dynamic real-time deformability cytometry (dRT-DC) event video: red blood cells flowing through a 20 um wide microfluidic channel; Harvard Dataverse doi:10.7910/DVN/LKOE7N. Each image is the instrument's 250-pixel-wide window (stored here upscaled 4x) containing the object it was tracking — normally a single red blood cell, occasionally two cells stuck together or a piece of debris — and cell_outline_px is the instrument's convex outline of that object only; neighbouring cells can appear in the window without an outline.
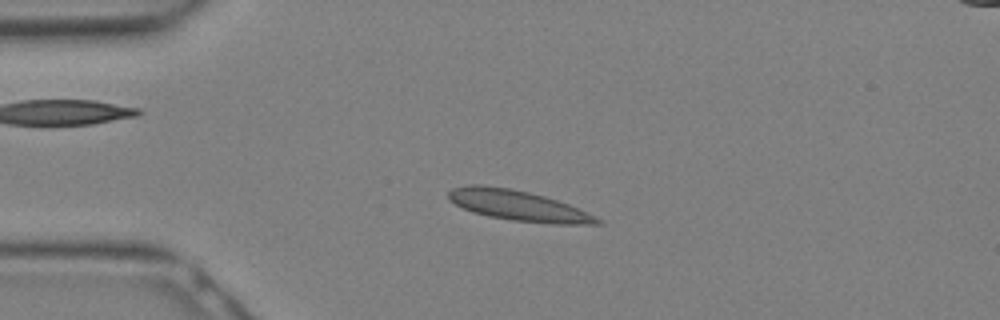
{"species": "Egyptian fruit bat (a non-hibernating species)", "species_latin": "Rousettus aegyptiacus", "temperature_condition": "warm", "stored_images_in_passage": 24, "camera_frame_rate_fps": 3000, "um_per_image_px": 0.085, "animal": {"sex": "female"}, "frame": {"image": 1, "passage_image": 2, "time_ms": 0.333, "image_size_px": [1000, 320], "cell_outline_px": [[604, 224], [556, 224], [512, 220], [488, 216], [472, 212], [448, 200], [448, 192], [452, 188], [468, 184], [480, 184], [512, 188], [544, 196], [568, 204], [600, 220]], "centroid_in_image_um": [43.96, 17.45], "position_along_channel_um": 41.0, "area_um2": 26.07}}
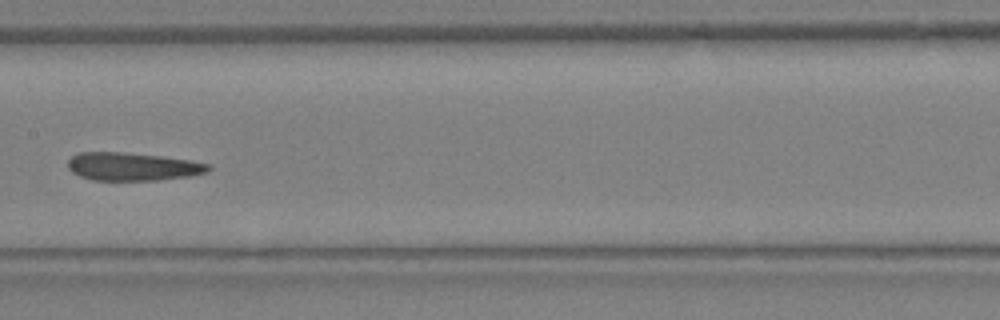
{"frame": {"image": 2, "passage_image": 10, "time_ms": 3.0, "image_size_px": [1000, 320], "cell_outline_px": [[212, 168], [208, 172], [192, 176], [156, 180], [92, 180], [80, 176], [72, 172], [68, 168], [68, 160], [76, 152], [124, 152], [160, 156], [188, 160], [212, 164]], "centroid_in_image_um": [11.28, 14.16], "position_along_channel_um": 196.1, "area_um2": 23.12}}
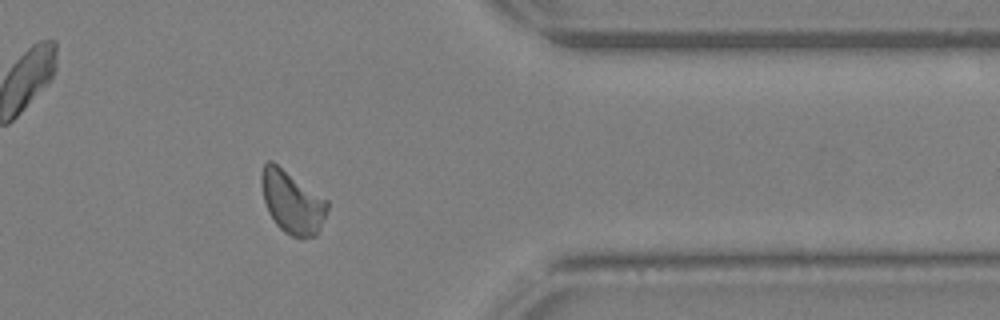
{"frame": {"image": 3, "passage_image": 19, "time_ms": 6.0, "image_size_px": [1000, 320], "cell_outline_px": [[328, 208], [324, 220], [316, 236], [300, 240], [284, 232], [276, 224], [268, 212], [264, 200], [260, 184], [260, 176], [264, 164], [268, 160], [272, 160], [328, 200]], "centroid_in_image_um": [24.83, 17.19], "position_along_channel_um": 386.6, "area_um2": 24.39}}